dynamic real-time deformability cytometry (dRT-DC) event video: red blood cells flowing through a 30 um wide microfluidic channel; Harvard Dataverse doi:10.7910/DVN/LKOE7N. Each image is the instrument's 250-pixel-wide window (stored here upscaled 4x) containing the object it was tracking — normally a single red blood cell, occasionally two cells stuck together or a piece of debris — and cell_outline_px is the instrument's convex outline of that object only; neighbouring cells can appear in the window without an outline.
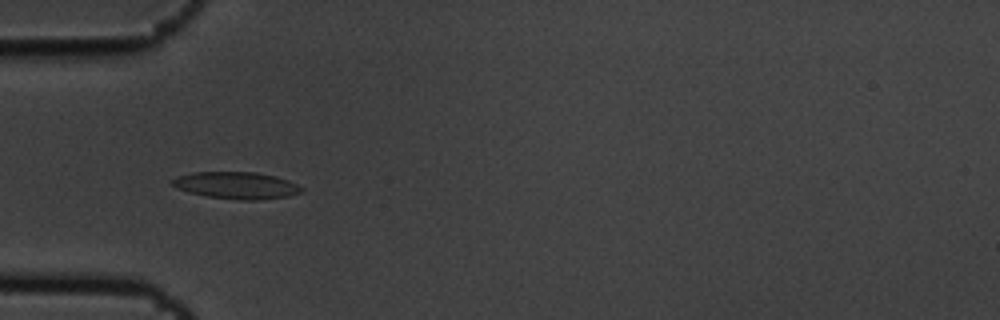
{"species": "common noctule bat (a hibernating species)", "species_latin": "Nyctalus noctula", "temperature_condition": "cold", "stored_images_in_passage": 6, "camera_frame_rate_fps": 3000, "um_per_image_px": 0.085, "animal": {"sex": "male", "body_mass_g": 19.5, "forearm_length_mm": 54.6}, "frame": {"image": 1, "passage_image": 5, "time_ms": 1.333, "image_size_px": [1000, 320], "cell_outline_px": [[304, 192], [288, 196], [256, 200], [240, 200], [208, 196], [188, 192], [176, 188], [172, 184], [172, 180], [180, 176], [192, 172], [256, 172], [276, 176], [288, 180], [304, 188]], "centroid_in_image_um": [20.14, 15.75], "position_along_channel_um": 64.9, "area_um2": 20.23}}
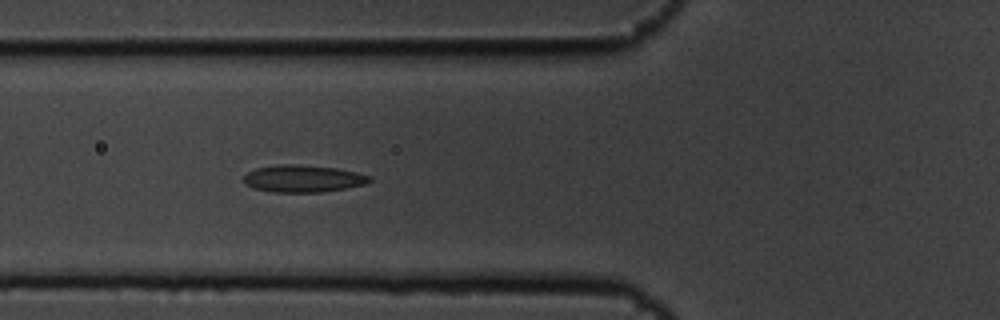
{"frame": {"image": 2, "passage_image": 6, "time_ms": 1.667, "image_size_px": [1000, 320], "cell_outline_px": [[372, 180], [364, 184], [348, 188], [324, 192], [272, 192], [252, 188], [244, 184], [244, 176], [248, 172], [256, 168], [276, 164], [292, 164], [336, 168], [356, 172], [372, 176]], "centroid_in_image_um": [25.75, 15.19], "position_along_channel_um": 100.1, "area_um2": 20.06}}